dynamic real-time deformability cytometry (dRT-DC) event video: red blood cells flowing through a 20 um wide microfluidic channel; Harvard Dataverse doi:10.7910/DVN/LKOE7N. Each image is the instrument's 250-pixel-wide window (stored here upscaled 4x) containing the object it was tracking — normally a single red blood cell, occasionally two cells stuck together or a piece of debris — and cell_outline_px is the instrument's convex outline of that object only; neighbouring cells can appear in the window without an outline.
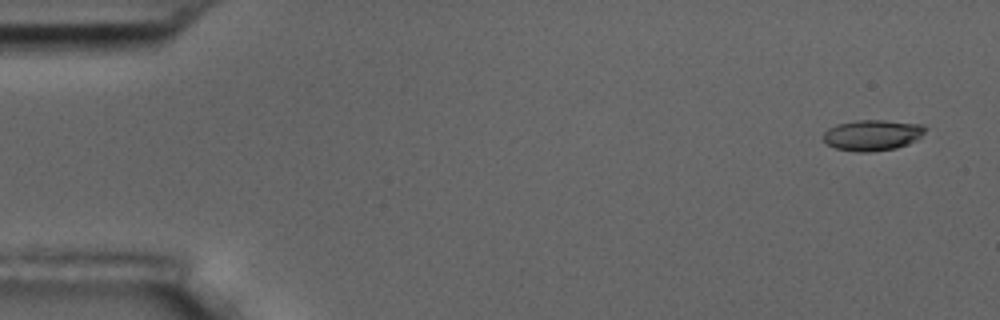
{"species": "common noctule bat (a hibernating species)", "species_latin": "Nyctalus noctula", "temperature_condition": "room temperature", "stored_images_in_passage": 5, "camera_frame_rate_fps": 3000, "um_per_image_px": 0.085, "animal": {"sex": "male", "body_mass_g": 17.5, "forearm_length_mm": 52.3}, "frame": {"image": 1, "passage_image": 1, "time_ms": 0.0, "image_size_px": [1000, 320], "cell_outline_px": [[928, 128], [916, 140], [908, 144], [896, 148], [872, 152], [860, 152], [836, 148], [828, 144], [824, 140], [824, 132], [828, 128], [836, 124], [856, 120], [884, 120], [924, 124]], "centroid_in_image_um": [74.18, 11.47], "position_along_channel_um": 10.8, "area_um2": 18.38}}
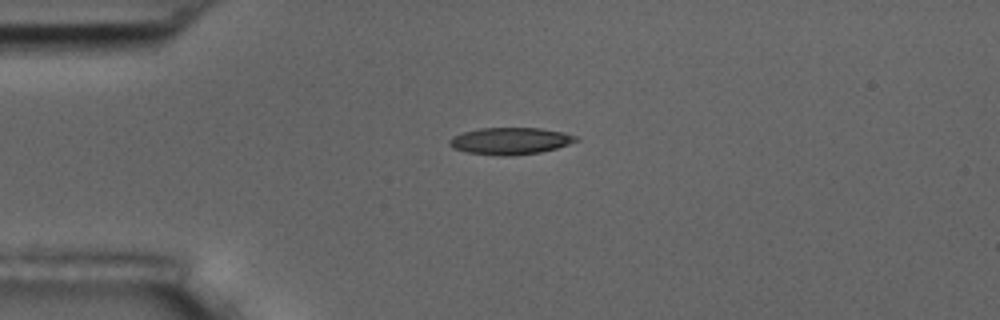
{"frame": {"image": 2, "passage_image": 4, "time_ms": 3.667, "image_size_px": [1000, 320], "cell_outline_px": [[580, 140], [556, 148], [540, 152], [512, 156], [496, 156], [468, 152], [452, 148], [448, 144], [448, 140], [452, 136], [464, 132], [480, 128], [540, 128], [564, 132], [576, 136]], "centroid_in_image_um": [43.35, 11.98], "position_along_channel_um": 41.6, "area_um2": 19.94}}